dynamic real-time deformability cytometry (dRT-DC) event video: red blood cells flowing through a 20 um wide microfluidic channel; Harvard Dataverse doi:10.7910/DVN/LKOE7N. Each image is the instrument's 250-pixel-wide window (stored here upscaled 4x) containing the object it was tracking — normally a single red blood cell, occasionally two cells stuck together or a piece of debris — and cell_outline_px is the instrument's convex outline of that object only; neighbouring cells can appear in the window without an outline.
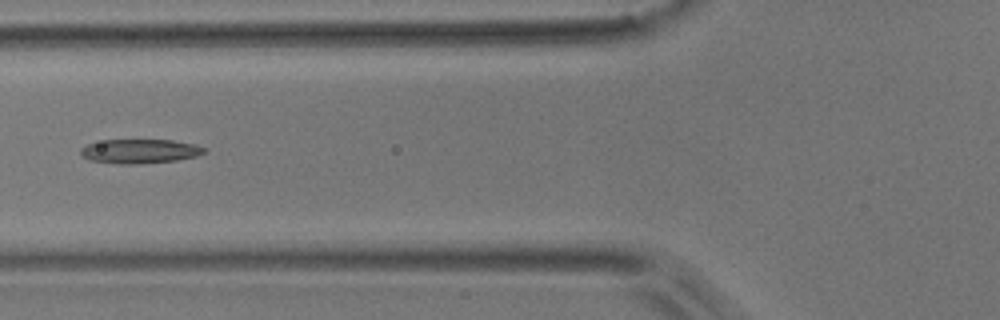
{"species": "common noctule bat (a hibernating species)", "species_latin": "Nyctalus noctula", "temperature_condition": "room temperature", "stored_images_in_passage": 3, "camera_frame_rate_fps": 3000, "um_per_image_px": 0.085, "animal": {"sex": "male", "body_mass_g": 17.9}, "frame": {"image": 1, "passage_image": 3, "time_ms": 0.667, "image_size_px": [1000, 320], "cell_outline_px": [[208, 148], [204, 152], [196, 156], [176, 160], [136, 164], [120, 164], [88, 160], [80, 156], [80, 148], [88, 144], [104, 140], [172, 140], [196, 144]], "centroid_in_image_um": [11.87, 12.85], "position_along_channel_um": 113.9, "area_um2": 17.51}}